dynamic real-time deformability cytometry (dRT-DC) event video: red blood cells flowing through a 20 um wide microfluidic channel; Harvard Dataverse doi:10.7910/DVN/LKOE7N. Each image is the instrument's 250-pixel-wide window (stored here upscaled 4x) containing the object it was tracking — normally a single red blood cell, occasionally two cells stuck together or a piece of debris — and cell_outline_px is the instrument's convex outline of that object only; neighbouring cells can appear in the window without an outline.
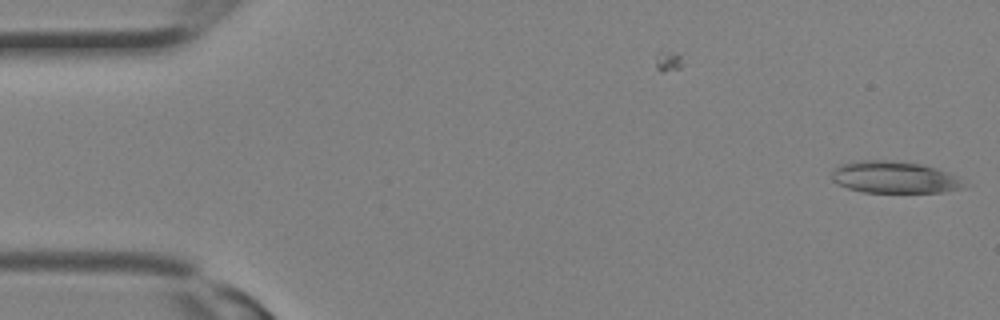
{"species": "Egyptian fruit bat (a non-hibernating species)", "species_latin": "Rousettus aegyptiacus", "temperature_condition": "room temperature", "stored_images_in_passage": 8, "camera_frame_rate_fps": 3000, "um_per_image_px": 0.085, "animal": {"sex": "female"}, "frame": {"image": 1, "passage_image": 1, "time_ms": 0.0, "image_size_px": [1000, 320], "cell_outline_px": [[964, 184], [960, 188], [940, 192], [864, 192], [848, 188], [832, 180], [832, 172], [840, 164], [852, 160], [888, 160], [920, 164], [936, 168], [956, 176]], "centroid_in_image_um": [75.95, 15.05], "position_along_channel_um": 9.0, "area_um2": 24.22}}